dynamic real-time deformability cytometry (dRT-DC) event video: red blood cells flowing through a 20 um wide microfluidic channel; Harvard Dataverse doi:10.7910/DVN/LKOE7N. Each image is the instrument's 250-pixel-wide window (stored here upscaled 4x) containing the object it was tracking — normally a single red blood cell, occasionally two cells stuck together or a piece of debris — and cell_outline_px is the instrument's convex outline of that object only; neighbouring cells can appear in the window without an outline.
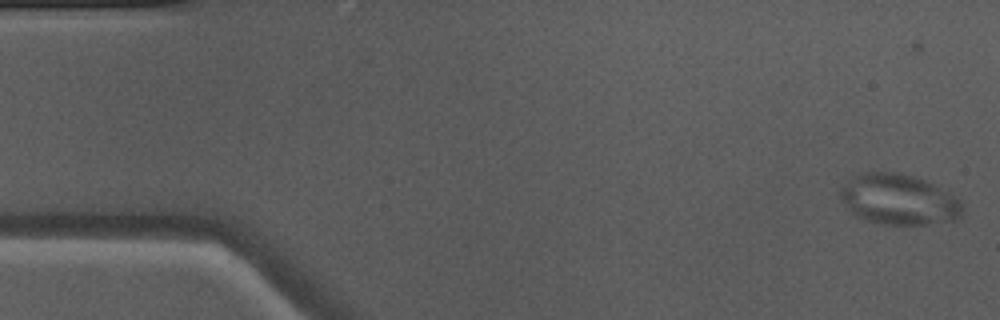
{"species": "Egyptian fruit bat (a non-hibernating species)", "species_latin": "Rousettus aegyptiacus", "temperature_condition": "warm", "stored_images_in_passage": 50, "camera_frame_rate_fps": 3000, "um_per_image_px": 0.085, "animal": {"sex": "male"}, "frame": {"image": 1, "passage_image": 1, "time_ms": 0.0, "image_size_px": [1000, 320], "cell_outline_px": [[964, 216], [956, 220], [928, 224], [880, 224], [864, 220], [856, 216], [840, 200], [840, 188], [860, 172], [896, 172], [912, 176], [924, 180], [932, 184], [960, 200], [964, 208]], "centroid_in_image_um": [76.4, 16.98], "position_along_channel_um": 8.6, "area_um2": 35.95}}
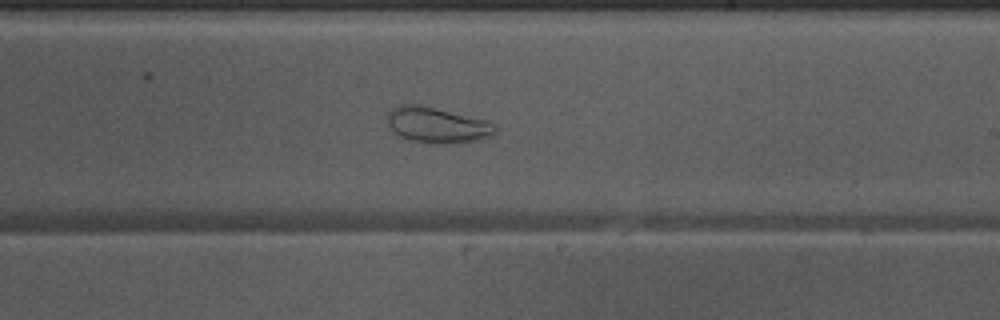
{"frame": {"image": 2, "passage_image": 29, "time_ms": 9.333, "image_size_px": [1000, 320], "cell_outline_px": [[496, 132], [492, 136], [480, 140], [456, 144], [432, 144], [412, 140], [400, 136], [388, 124], [388, 112], [392, 108], [404, 104], [416, 104], [484, 120], [492, 124], [496, 128]], "centroid_in_image_um": [37.17, 10.66], "position_along_channel_um": 251.8, "area_um2": 22.08}}
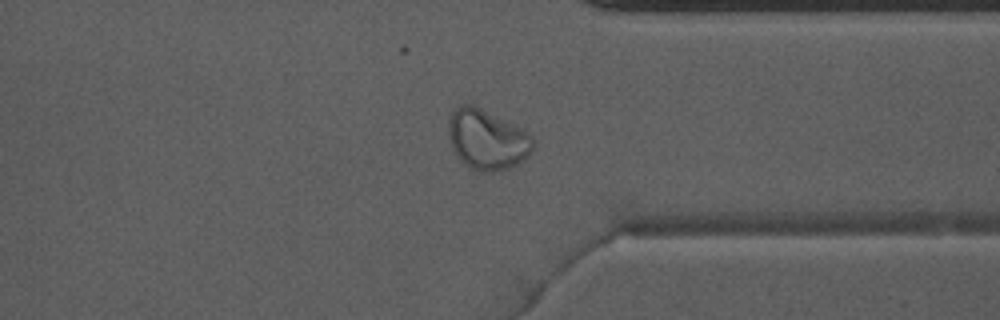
{"frame": {"image": 3, "passage_image": 38, "time_ms": 12.333, "image_size_px": [1000, 320], "cell_outline_px": [[532, 152], [528, 156], [516, 164], [508, 168], [492, 172], [480, 172], [464, 164], [456, 156], [452, 148], [448, 132], [448, 120], [452, 112], [460, 104], [476, 104], [528, 132], [532, 136]], "centroid_in_image_um": [41.37, 11.84], "position_along_channel_um": 370.0, "area_um2": 29.77}}